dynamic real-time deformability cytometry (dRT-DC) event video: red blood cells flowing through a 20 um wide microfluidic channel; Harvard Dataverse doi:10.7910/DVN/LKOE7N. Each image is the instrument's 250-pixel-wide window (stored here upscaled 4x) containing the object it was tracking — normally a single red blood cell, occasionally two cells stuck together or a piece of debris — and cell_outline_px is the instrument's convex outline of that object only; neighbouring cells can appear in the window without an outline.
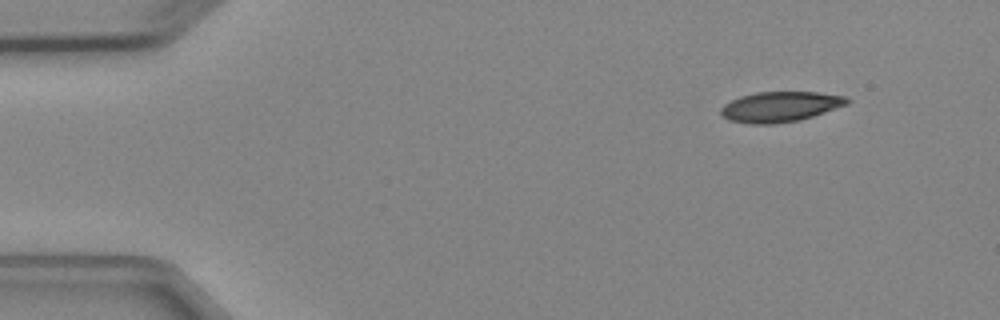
{"species": "Egyptian fruit bat (a non-hibernating species)", "species_latin": "Rousettus aegyptiacus", "temperature_condition": "cold", "stored_images_in_passage": 4, "camera_frame_rate_fps": 3000, "um_per_image_px": 0.085, "animal": {"sex": "female"}, "frame": {"image": 1, "passage_image": 1, "time_ms": 0.0, "image_size_px": [1000, 320], "cell_outline_px": [[852, 100], [848, 104], [800, 120], [776, 124], [752, 124], [728, 120], [720, 112], [720, 108], [724, 104], [740, 96], [756, 92], [816, 92], [848, 96]], "centroid_in_image_um": [66.33, 9.07], "position_along_channel_um": 18.7, "area_um2": 22.37}}
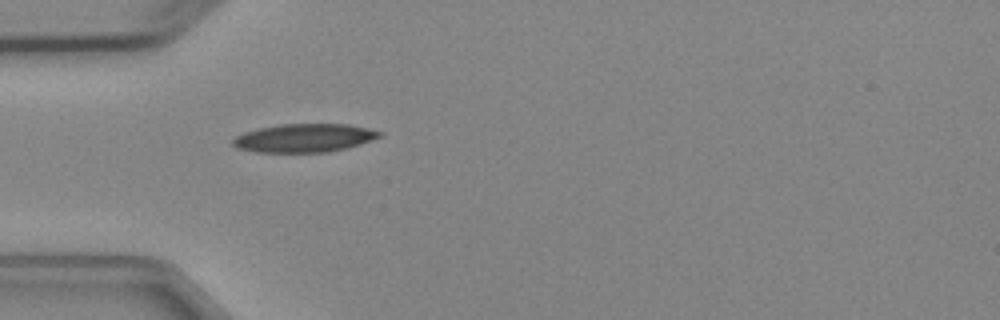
{"frame": {"image": 2, "passage_image": 4, "time_ms": 3.333, "image_size_px": [1000, 320], "cell_outline_px": [[384, 136], [360, 144], [328, 152], [256, 152], [236, 148], [232, 144], [232, 140], [236, 136], [244, 132], [260, 128], [280, 124], [348, 124], [368, 128], [384, 132]], "centroid_in_image_um": [25.88, 11.72], "position_along_channel_um": 59.1, "area_um2": 24.33}}